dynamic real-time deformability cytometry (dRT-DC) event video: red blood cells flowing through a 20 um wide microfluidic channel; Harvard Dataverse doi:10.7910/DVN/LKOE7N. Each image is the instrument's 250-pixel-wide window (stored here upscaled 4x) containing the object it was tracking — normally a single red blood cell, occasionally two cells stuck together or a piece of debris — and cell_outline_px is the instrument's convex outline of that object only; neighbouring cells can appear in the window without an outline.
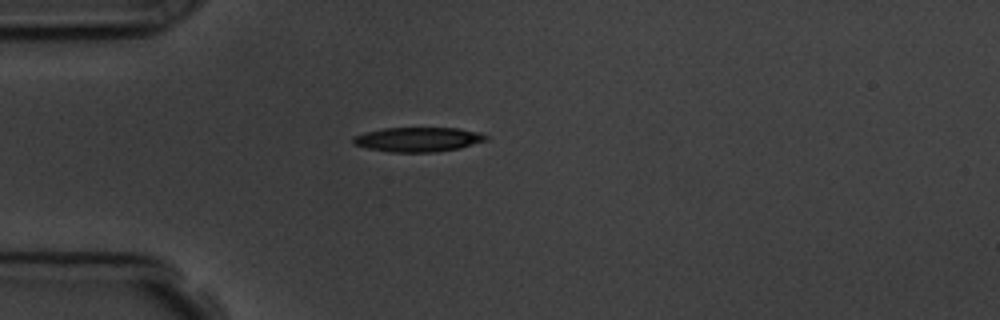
{"species": "common noctule bat (a hibernating species)", "species_latin": "Nyctalus noctula", "temperature_condition": "room temperature", "stored_images_in_passage": 42, "camera_frame_rate_fps": 3000, "um_per_image_px": 0.085, "animal": {"sex": "male", "body_mass_g": 19.5, "forearm_length_mm": 54.6}, "frame": {"image": 1, "passage_image": 1, "time_ms": 0.0, "image_size_px": [1000, 320], "cell_outline_px": [[488, 140], [460, 148], [436, 152], [388, 152], [368, 148], [356, 144], [352, 140], [352, 136], [364, 132], [384, 128], [460, 128], [480, 132], [488, 136]], "centroid_in_image_um": [35.56, 11.85], "position_along_channel_um": 49.4, "area_um2": 19.07}}
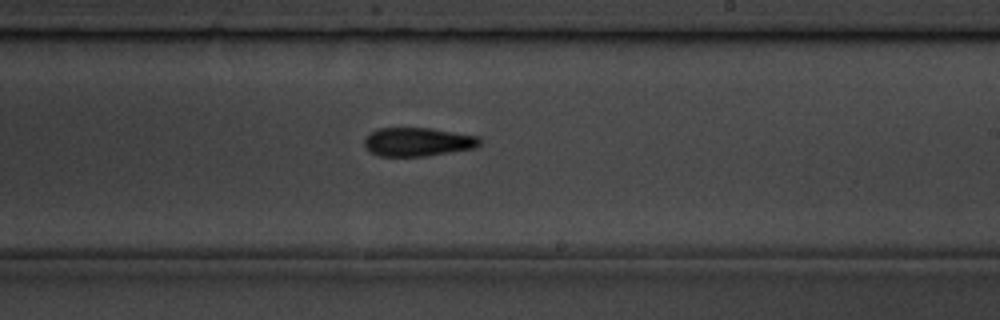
{"frame": {"image": 2, "passage_image": 19, "time_ms": 6.0, "image_size_px": [1000, 320], "cell_outline_px": [[480, 144], [476, 148], [424, 156], [380, 156], [364, 148], [364, 136], [380, 128], [432, 128], [480, 136]], "centroid_in_image_um": [35.51, 12.05], "position_along_channel_um": 253.5, "area_um2": 19.36}}
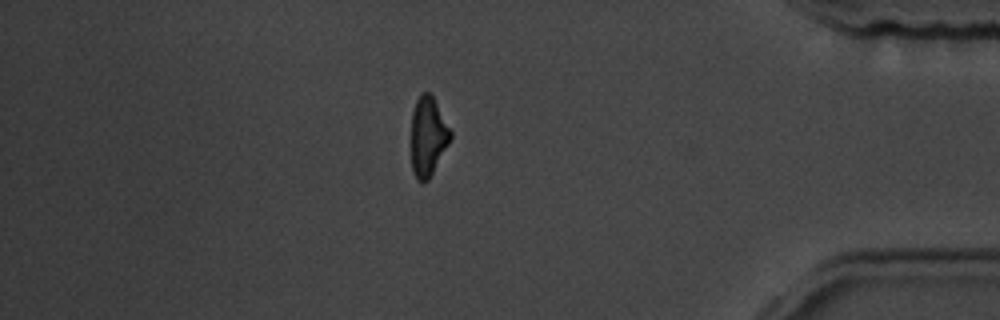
{"frame": {"image": 3, "passage_image": 34, "time_ms": 11.0, "image_size_px": [1000, 320], "cell_outline_px": [[452, 136], [448, 144], [428, 180], [416, 180], [412, 172], [412, 112], [416, 100], [420, 92], [428, 92], [432, 96], [452, 132]], "centroid_in_image_um": [36.37, 11.58], "position_along_channel_um": 398.8, "area_um2": 17.8}, "authors_computed_cell_mechanics": {"area_um2": 19.2474, "velocity_mm_per_s": 3.6182, "shape_relaxation_time_tau1_ms": 3.412, "shape_relaxation_time_tau2_ms": null, "deformation_change_tau1": 0.1235, "deformation_change_tau2": null}}